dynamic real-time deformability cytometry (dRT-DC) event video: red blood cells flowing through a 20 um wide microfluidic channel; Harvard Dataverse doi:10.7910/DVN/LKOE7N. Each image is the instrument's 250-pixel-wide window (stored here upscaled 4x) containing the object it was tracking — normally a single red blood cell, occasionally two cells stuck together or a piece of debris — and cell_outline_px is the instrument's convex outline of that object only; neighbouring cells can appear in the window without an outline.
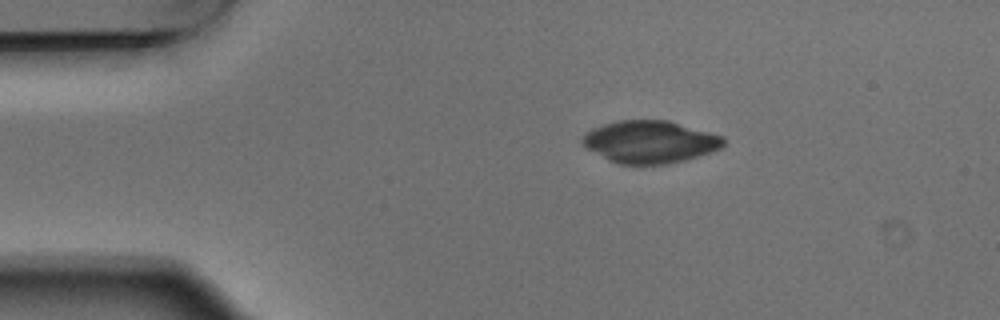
{"species": "Egyptian fruit bat (a non-hibernating species)", "species_latin": "Rousettus aegyptiacus", "temperature_condition": "warm", "stored_images_in_passage": 4, "camera_frame_rate_fps": 3000, "um_per_image_px": 0.085, "animal": {"sex": "male"}, "frame": {"image": 1, "passage_image": 1, "time_ms": 0.0, "image_size_px": [1000, 320], "cell_outline_px": [[724, 144], [720, 148], [712, 152], [684, 160], [664, 164], [620, 164], [608, 160], [580, 144], [580, 140], [592, 128], [616, 120], [668, 120], [724, 136]], "centroid_in_image_um": [55.24, 12.05], "position_along_channel_um": 29.8, "area_um2": 34.8}}